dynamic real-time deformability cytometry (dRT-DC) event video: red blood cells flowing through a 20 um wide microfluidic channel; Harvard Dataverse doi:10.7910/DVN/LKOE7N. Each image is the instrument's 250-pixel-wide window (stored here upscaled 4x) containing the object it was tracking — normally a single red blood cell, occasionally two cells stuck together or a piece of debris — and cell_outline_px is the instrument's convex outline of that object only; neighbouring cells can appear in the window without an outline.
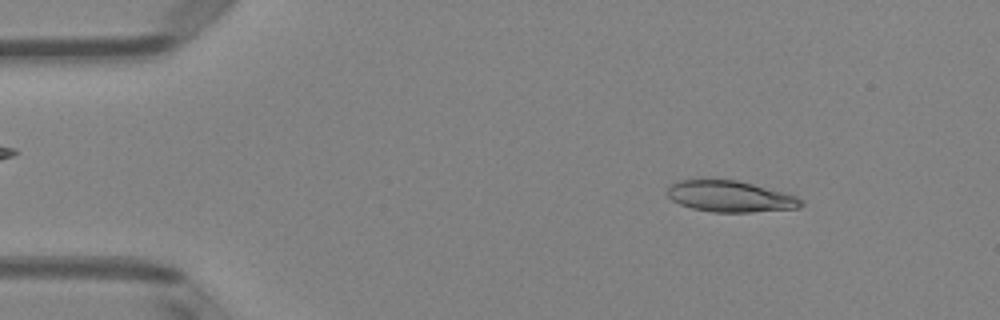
{"species": "Egyptian fruit bat (a non-hibernating species)", "species_latin": "Rousettus aegyptiacus", "temperature_condition": "room temperature", "stored_images_in_passage": 49, "camera_frame_rate_fps": 3000, "um_per_image_px": 0.085, "animal": {"sex": "female"}, "frame": {"image": 1, "passage_image": 6, "time_ms": 1.667, "image_size_px": [1000, 320], "cell_outline_px": [[804, 204], [800, 208], [752, 212], [712, 212], [692, 208], [680, 204], [672, 200], [668, 196], [668, 188], [672, 184], [680, 180], [700, 176], [736, 180], [784, 192], [796, 196], [804, 200]], "centroid_in_image_um": [62.04, 16.66], "position_along_channel_um": 23.0, "area_um2": 24.97}}
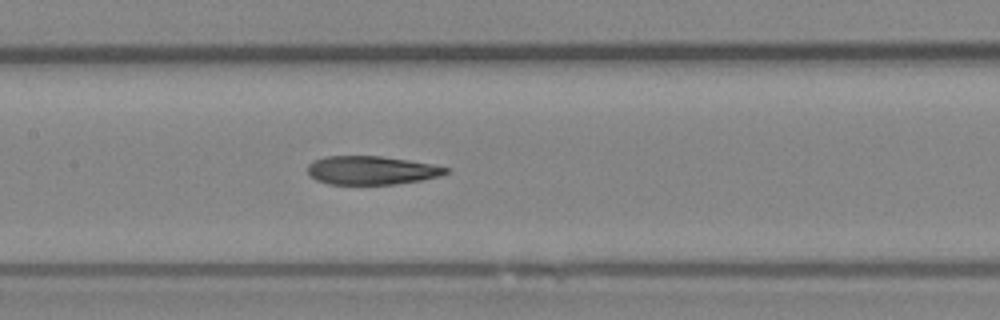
{"frame": {"image": 2, "passage_image": 23, "time_ms": 7.333, "image_size_px": [1000, 320], "cell_outline_px": [[448, 172], [440, 176], [420, 180], [396, 184], [328, 184], [316, 180], [308, 172], [308, 164], [312, 160], [324, 156], [380, 156], [408, 160], [432, 164], [448, 168]], "centroid_in_image_um": [31.54, 14.47], "position_along_channel_um": 175.9, "area_um2": 22.95}}
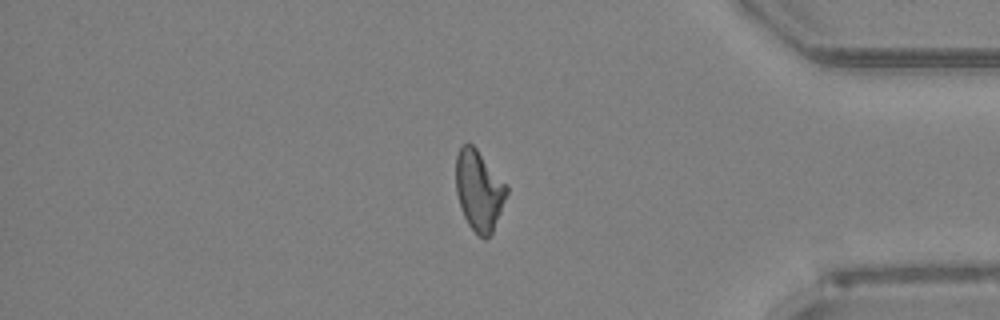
{"frame": {"image": 3, "passage_image": 41, "time_ms": 13.333, "image_size_px": [1000, 320], "cell_outline_px": [[508, 192], [492, 232], [484, 240], [468, 224], [464, 216], [456, 192], [456, 156], [460, 144], [472, 144], [476, 148], [508, 184]], "centroid_in_image_um": [40.72, 16.14], "position_along_channel_um": 394.5, "area_um2": 23.7}, "authors_computed_cell_mechanics": {"area_um2": 24.1604, "velocity_mm_per_s": 4.0824, "shape_relaxation_time_tau1_ms": 11.1102, "shape_relaxation_time_tau2_ms": 2.6928, "deformation_change_tau1": 0.2719, "deformation_change_tau2": 0.1056}}